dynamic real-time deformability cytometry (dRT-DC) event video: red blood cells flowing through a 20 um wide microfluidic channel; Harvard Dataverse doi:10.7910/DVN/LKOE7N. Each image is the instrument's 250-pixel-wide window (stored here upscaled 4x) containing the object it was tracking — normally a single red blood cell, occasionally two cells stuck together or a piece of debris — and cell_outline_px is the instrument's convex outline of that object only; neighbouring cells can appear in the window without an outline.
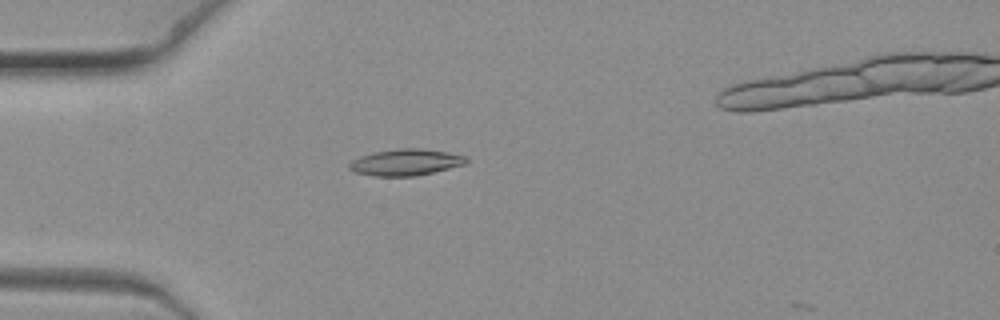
{"species": "common noctule bat (a hibernating species)", "species_latin": "Nyctalus noctula", "temperature_condition": "warm", "stored_images_in_passage": 10, "camera_frame_rate_fps": 3000, "um_per_image_px": 0.085, "animal": {"sex": "female", "body_mass_g": 19.3, "forearm_length_mm": 54.1}, "frame": {"image": 1, "passage_image": 7, "time_ms": 2.0, "image_size_px": [1000, 320], "cell_outline_px": [[468, 164], [416, 176], [372, 176], [356, 172], [348, 168], [348, 164], [352, 160], [360, 156], [372, 152], [400, 148], [420, 148], [448, 152], [464, 156], [468, 160]], "centroid_in_image_um": [34.48, 13.79], "position_along_channel_um": 50.5, "area_um2": 18.15}}
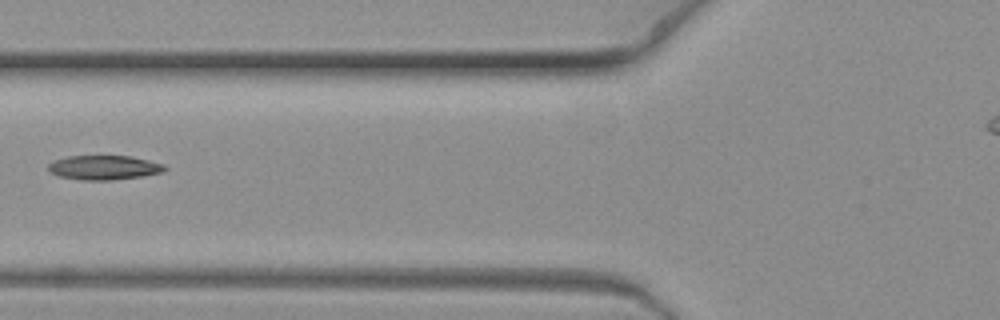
{"frame": {"image": 2, "passage_image": 9, "time_ms": 2.667, "image_size_px": [1000, 320], "cell_outline_px": [[168, 168], [164, 172], [144, 176], [112, 180], [84, 180], [60, 176], [52, 172], [48, 168], [48, 164], [56, 160], [68, 156], [132, 156], [164, 164]], "centroid_in_image_um": [8.92, 14.24], "position_along_channel_um": 116.9, "area_um2": 16.47}}
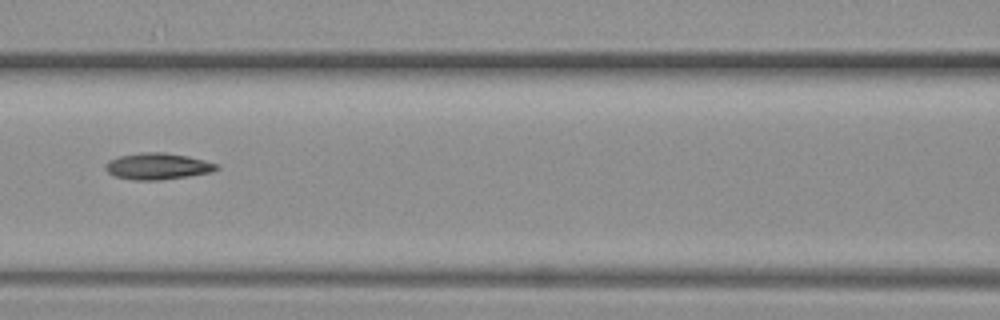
{"frame": {"image": 3, "passage_image": 10, "time_ms": 3.0, "image_size_px": [1000, 320], "cell_outline_px": [[220, 168], [212, 172], [188, 176], [160, 180], [132, 180], [116, 176], [108, 172], [104, 168], [104, 164], [108, 160], [120, 156], [140, 152], [164, 152], [188, 156], [204, 160], [216, 164]], "centroid_in_image_um": [13.38, 14.13], "position_along_channel_um": 153.2, "area_um2": 17.17}}